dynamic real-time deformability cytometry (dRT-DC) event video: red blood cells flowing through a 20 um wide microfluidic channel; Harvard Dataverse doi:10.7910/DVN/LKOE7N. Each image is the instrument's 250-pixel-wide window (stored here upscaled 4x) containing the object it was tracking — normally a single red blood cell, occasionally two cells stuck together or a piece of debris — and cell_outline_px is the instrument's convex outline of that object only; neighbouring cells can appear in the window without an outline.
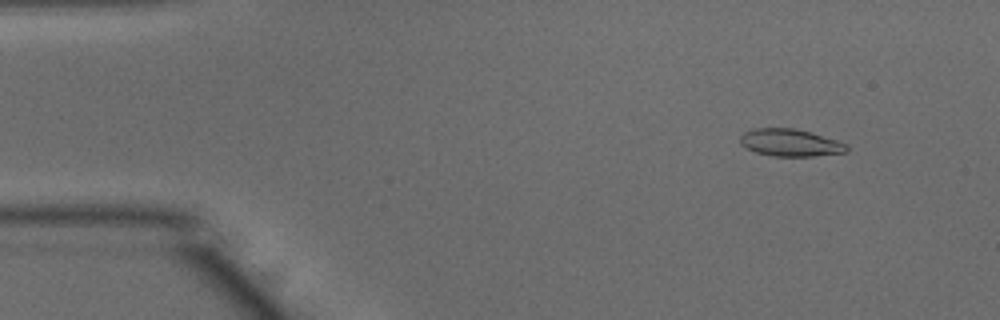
{"species": "common noctule bat (a hibernating species)", "species_latin": "Nyctalus noctula", "temperature_condition": "warm", "stored_images_in_passage": 49, "camera_frame_rate_fps": 3000, "um_per_image_px": 0.085, "animal": {"sex": "male", "body_mass_g": 15.6}, "frame": {"image": 1, "passage_image": 4, "time_ms": 1.0, "image_size_px": [1000, 320], "cell_outline_px": [[848, 152], [812, 156], [772, 156], [756, 152], [740, 144], [740, 136], [744, 132], [756, 128], [796, 128], [836, 140], [848, 144]], "centroid_in_image_um": [67.18, 12.13], "position_along_channel_um": 17.8, "area_um2": 16.88}}
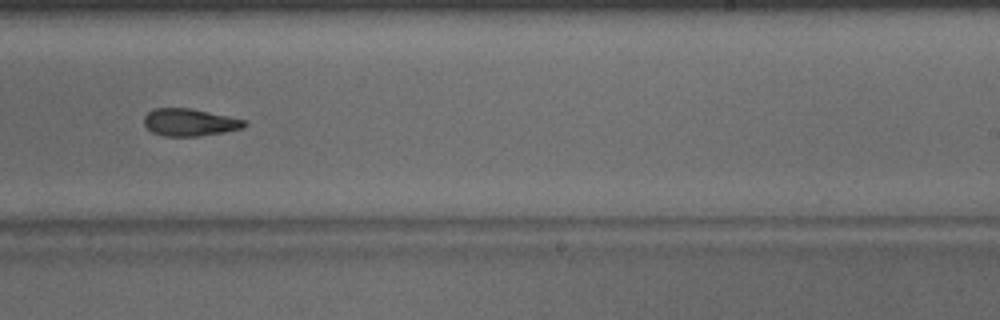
{"frame": {"image": 2, "passage_image": 30, "time_ms": 9.667, "image_size_px": [1000, 320], "cell_outline_px": [[248, 124], [244, 128], [224, 132], [196, 136], [164, 136], [152, 132], [144, 124], [144, 116], [152, 108], [188, 108], [248, 120]], "centroid_in_image_um": [16.14, 10.4], "position_along_channel_um": 272.9, "area_um2": 16.01}}
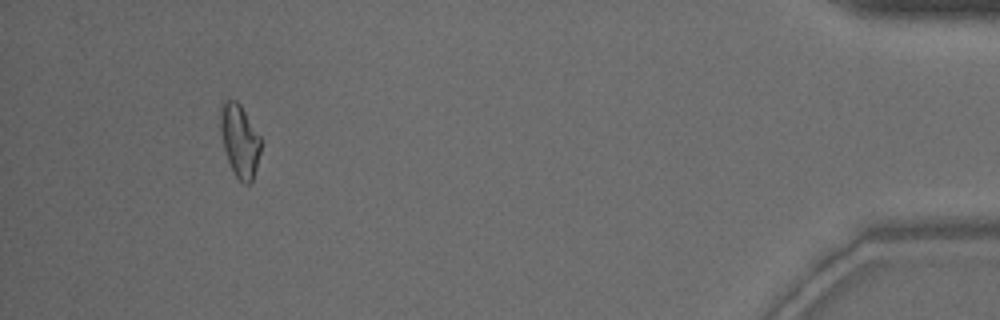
{"frame": {"image": 3, "passage_image": 46, "time_ms": 15.0, "image_size_px": [1000, 320], "cell_outline_px": [[260, 152], [256, 168], [252, 180], [248, 184], [244, 184], [236, 176], [228, 160], [224, 148], [220, 132], [220, 104], [224, 100], [236, 100], [240, 104], [260, 136]], "centroid_in_image_um": [20.35, 11.92], "position_along_channel_um": 414.8, "area_um2": 16.94}, "authors_computed_cell_mechanics": {"area_um2": 16.7042, "velocity_mm_per_s": 3.9524, "shape_relaxation_time_tau1_ms": 8.104, "shape_relaxation_time_tau2_ms": 6.916, "deformation_change_tau1": 0.2084, "deformation_change_tau2": 0.1672}}